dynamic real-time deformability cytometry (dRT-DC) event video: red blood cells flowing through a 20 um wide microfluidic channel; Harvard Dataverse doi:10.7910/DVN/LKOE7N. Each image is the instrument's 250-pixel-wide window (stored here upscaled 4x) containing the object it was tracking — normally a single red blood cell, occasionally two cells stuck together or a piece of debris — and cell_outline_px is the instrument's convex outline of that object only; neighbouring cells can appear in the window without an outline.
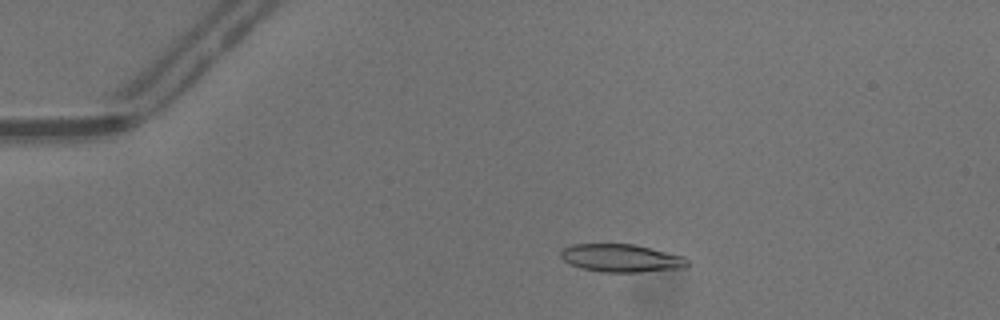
{"species": "common noctule bat (a hibernating species)", "species_latin": "Nyctalus noctula", "temperature_condition": "warm", "stored_images_in_passage": 37, "camera_frame_rate_fps": 3000, "um_per_image_px": 0.085, "animal": {"sex": "male", "body_mass_g": 13.3}, "frame": {"image": 1, "passage_image": 8, "time_ms": 2.333, "image_size_px": [1000, 320], "cell_outline_px": [[688, 264], [684, 268], [640, 272], [604, 272], [580, 268], [568, 264], [560, 256], [560, 252], [564, 248], [572, 244], [636, 244], [684, 256], [688, 260]], "centroid_in_image_um": [52.8, 21.94], "position_along_channel_um": 32.2, "area_um2": 20.75}}
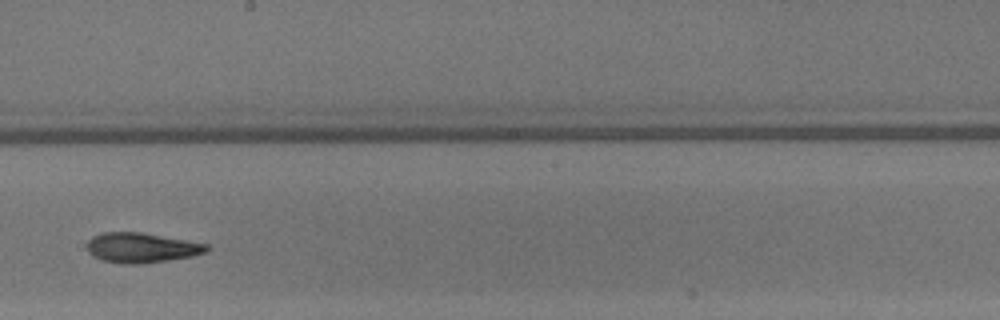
{"frame": {"image": 2, "passage_image": 26, "time_ms": 8.333, "image_size_px": [1000, 320], "cell_outline_px": [[208, 252], [192, 256], [168, 260], [140, 264], [124, 264], [100, 260], [92, 256], [88, 252], [88, 240], [92, 236], [100, 232], [140, 232], [188, 240], [208, 244]], "centroid_in_image_um": [12.01, 21.05], "position_along_channel_um": 236.2, "area_um2": 21.04}}
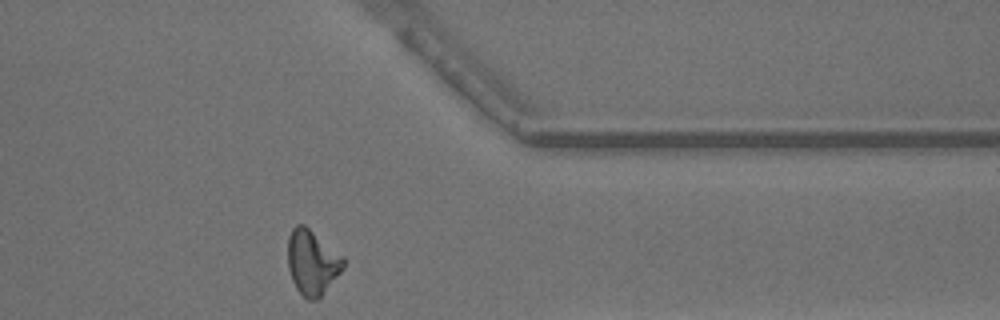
{"frame": {"image": 3, "passage_image": 37, "time_ms": 12.0, "image_size_px": [1000, 320], "cell_outline_px": [[344, 268], [320, 300], [308, 300], [296, 288], [292, 280], [288, 268], [288, 236], [292, 228], [296, 224], [304, 224], [344, 256]], "centroid_in_image_um": [26.55, 22.31], "position_along_channel_um": 384.8, "area_um2": 21.33}, "authors_computed_cell_mechanics": {"area_um2": 20.7502, "velocity_mm_per_s": 4.3554, "shape_relaxation_time_tau1_ms": null, "shape_relaxation_time_tau2_ms": 4.456, "deformation_change_tau1": null, "deformation_change_tau2": 0.1581}}